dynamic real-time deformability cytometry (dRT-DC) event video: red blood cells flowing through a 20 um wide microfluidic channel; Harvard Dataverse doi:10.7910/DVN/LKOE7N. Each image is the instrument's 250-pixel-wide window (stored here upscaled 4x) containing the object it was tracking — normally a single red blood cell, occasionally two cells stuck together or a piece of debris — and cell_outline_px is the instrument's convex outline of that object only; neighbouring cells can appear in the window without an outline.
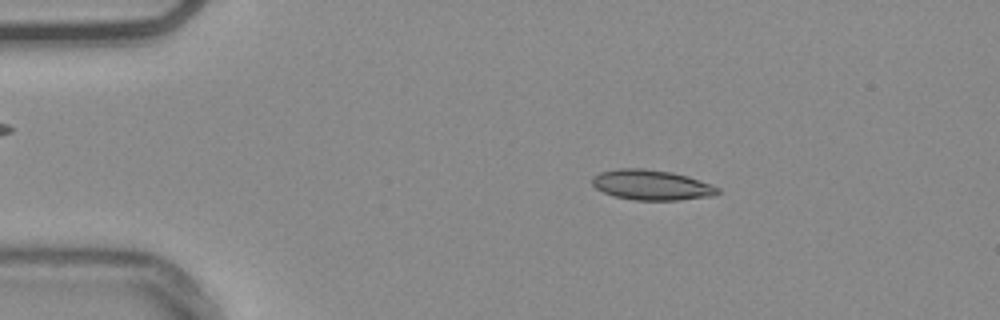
{"species": "common noctule bat (a hibernating species)", "species_latin": "Nyctalus noctula", "temperature_condition": "warm", "stored_images_in_passage": 54, "camera_frame_rate_fps": 3000, "um_per_image_px": 0.085, "animal": {"sex": "male", "body_mass_g": 20.4}, "frame": {"image": 1, "passage_image": 10, "time_ms": 3.0, "image_size_px": [1000, 320], "cell_outline_px": [[720, 192], [716, 196], [680, 200], [632, 200], [612, 196], [596, 188], [592, 184], [592, 176], [600, 172], [616, 168], [644, 168], [672, 172], [688, 176], [712, 184], [720, 188]], "centroid_in_image_um": [55.4, 15.72], "position_along_channel_um": 29.6, "area_um2": 22.48}}
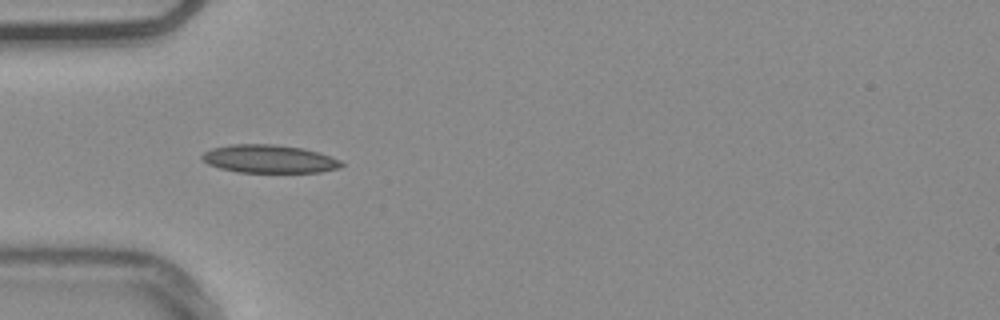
{"frame": {"image": 2, "passage_image": 17, "time_ms": 5.333, "image_size_px": [1000, 320], "cell_outline_px": [[344, 164], [340, 168], [320, 172], [236, 172], [220, 168], [208, 164], [200, 156], [204, 152], [212, 148], [232, 144], [272, 144], [304, 148], [320, 152], [340, 160]], "centroid_in_image_um": [22.9, 13.5], "position_along_channel_um": 62.1, "area_um2": 22.89}}
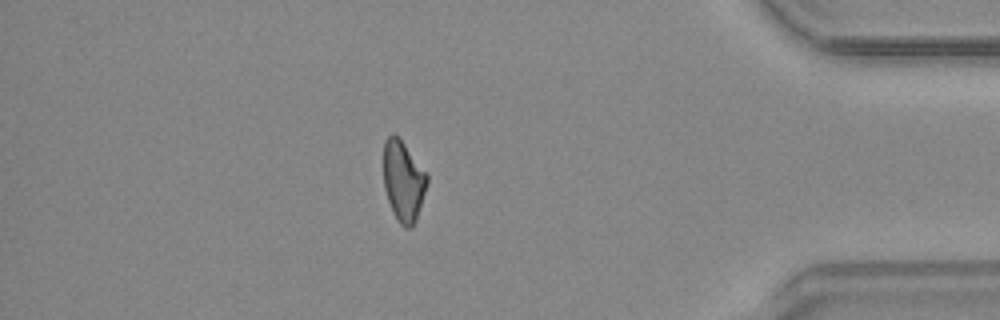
{"frame": {"image": 3, "passage_image": 47, "time_ms": 15.333, "image_size_px": [1000, 320], "cell_outline_px": [[428, 184], [416, 220], [412, 228], [404, 228], [396, 220], [392, 212], [384, 188], [384, 140], [392, 132], [404, 144], [428, 172]], "centroid_in_image_um": [34.3, 15.41], "position_along_channel_um": 400.9, "area_um2": 20.69}, "authors_computed_cell_mechanics": {"area_um2": 21.0392, "velocity_mm_per_s": 3.7728, "shape_relaxation_time_tau1_ms": null, "shape_relaxation_time_tau2_ms": 5.8102, "deformation_change_tau1": null, "deformation_change_tau2": 0.1372}}